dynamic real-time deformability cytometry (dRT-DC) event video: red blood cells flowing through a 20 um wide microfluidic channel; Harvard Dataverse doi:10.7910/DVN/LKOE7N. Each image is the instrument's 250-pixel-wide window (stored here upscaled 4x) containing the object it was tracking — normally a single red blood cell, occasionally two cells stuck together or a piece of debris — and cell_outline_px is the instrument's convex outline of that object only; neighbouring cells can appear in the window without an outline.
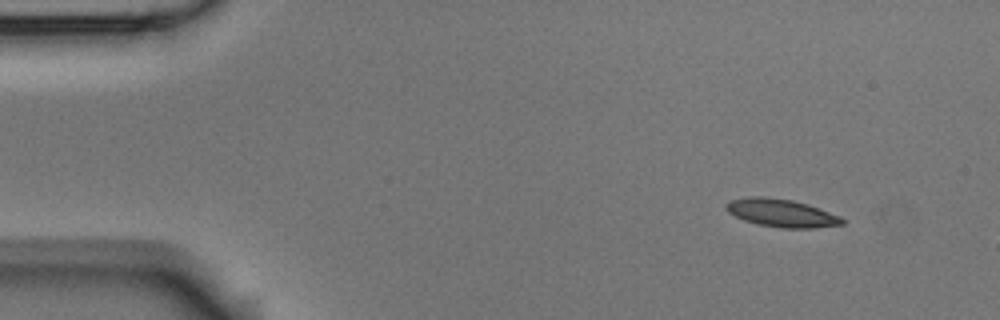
{"species": "Egyptian fruit bat (a non-hibernating species)", "species_latin": "Rousettus aegyptiacus", "temperature_condition": "room temperature", "stored_images_in_passage": 3, "camera_frame_rate_fps": 3000, "um_per_image_px": 0.085, "animal": {"sex": "male"}, "frame": {"image": 1, "passage_image": 1, "time_ms": 0.0, "image_size_px": [1000, 320], "cell_outline_px": [[844, 224], [812, 228], [780, 228], [756, 224], [744, 220], [728, 212], [724, 208], [724, 204], [728, 200], [752, 196], [764, 196], [792, 200], [808, 204], [840, 216], [844, 220]], "centroid_in_image_um": [66.38, 18.1], "position_along_channel_um": 18.6, "area_um2": 19.02}}